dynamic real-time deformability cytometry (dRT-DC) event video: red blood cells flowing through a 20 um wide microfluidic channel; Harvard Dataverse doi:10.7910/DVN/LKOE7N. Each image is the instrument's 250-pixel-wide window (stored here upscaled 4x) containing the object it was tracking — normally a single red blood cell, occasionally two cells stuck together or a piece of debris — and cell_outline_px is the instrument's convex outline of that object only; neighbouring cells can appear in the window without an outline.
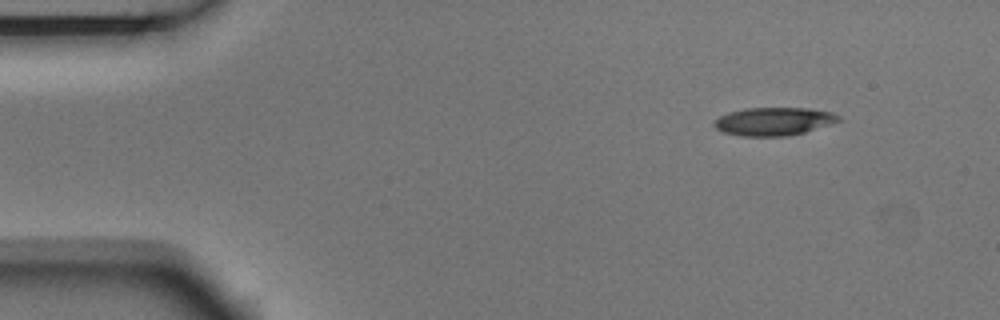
{"species": "Egyptian fruit bat (a non-hibernating species)", "species_latin": "Rousettus aegyptiacus", "temperature_condition": "room temperature", "stored_images_in_passage": 5, "segment_of_instrument_passage": [1, 2], "camera_frame_rate_fps": 3000, "um_per_image_px": 0.085, "animal": {"sex": "male"}, "frame": {"image": 1, "passage_image": 1, "time_ms": 0.0, "image_size_px": [1000, 320], "cell_outline_px": [[840, 120], [832, 124], [804, 132], [788, 136], [740, 136], [724, 132], [716, 128], [712, 124], [720, 116], [728, 112], [744, 108], [808, 108], [832, 112], [840, 116]], "centroid_in_image_um": [65.77, 10.31], "position_along_channel_um": 19.2, "area_um2": 20.4}}